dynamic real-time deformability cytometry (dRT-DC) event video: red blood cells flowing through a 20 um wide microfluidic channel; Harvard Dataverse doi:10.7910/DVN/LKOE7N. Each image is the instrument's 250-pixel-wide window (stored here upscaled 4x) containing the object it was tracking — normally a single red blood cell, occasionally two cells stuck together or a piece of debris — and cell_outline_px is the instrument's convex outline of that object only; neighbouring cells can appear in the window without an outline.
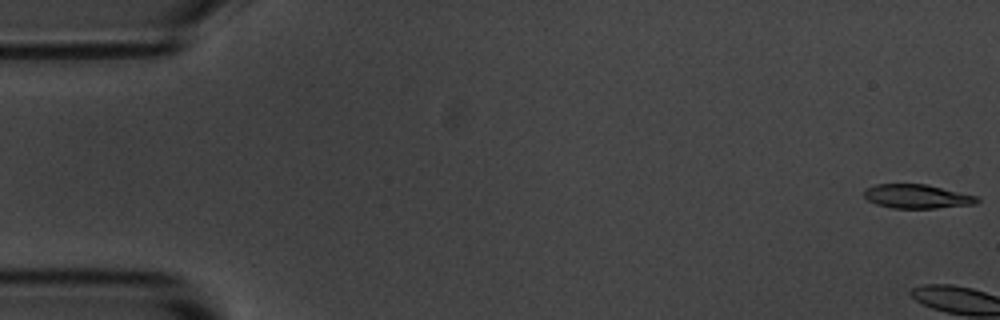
{"species": "common noctule bat (a hibernating species)", "species_latin": "Nyctalus noctula", "temperature_condition": "room temperature", "stored_images_in_passage": 4, "camera_frame_rate_fps": 3000, "um_per_image_px": 0.085, "animal": {"sex": "male", "body_mass_g": 20.1, "forearm_length_mm": 53.5}, "frame": {"image": 1, "passage_image": 1, "time_ms": 0.0, "image_size_px": [1000, 320], "cell_outline_px": [[980, 200], [976, 204], [936, 208], [892, 208], [876, 204], [868, 200], [864, 196], [864, 188], [876, 184], [924, 184], [980, 196]], "centroid_in_image_um": [77.96, 16.69], "position_along_channel_um": 7.0, "area_um2": 15.9}}